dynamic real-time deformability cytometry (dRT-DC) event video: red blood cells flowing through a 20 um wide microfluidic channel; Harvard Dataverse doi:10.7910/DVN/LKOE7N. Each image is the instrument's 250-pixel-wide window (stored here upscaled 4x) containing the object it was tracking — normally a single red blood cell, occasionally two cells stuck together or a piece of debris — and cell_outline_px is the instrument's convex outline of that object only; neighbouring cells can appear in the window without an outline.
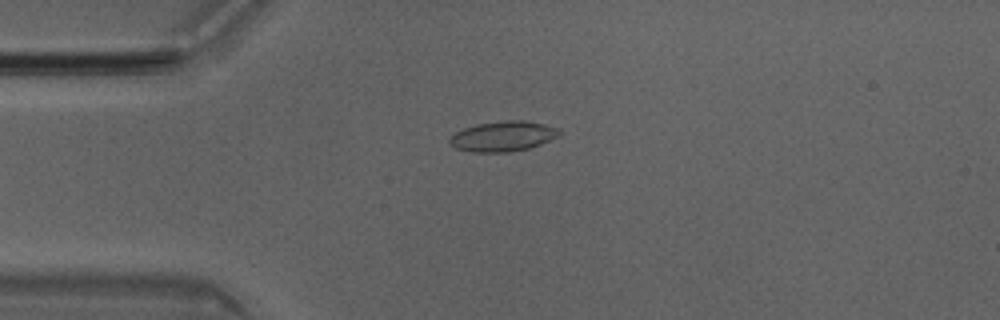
{"species": "Egyptian fruit bat (a non-hibernating species)", "species_latin": "Rousettus aegyptiacus", "temperature_condition": "room temperature", "stored_images_in_passage": 21, "camera_frame_rate_fps": 3000, "um_per_image_px": 0.085, "animal": {"sex": "male"}, "frame": {"image": 1, "passage_image": 12, "time_ms": 3.667, "image_size_px": [1000, 320], "cell_outline_px": [[564, 132], [560, 136], [540, 144], [528, 148], [508, 152], [472, 152], [456, 148], [448, 140], [456, 132], [464, 128], [476, 124], [504, 120], [524, 120], [544, 124], [560, 128]], "centroid_in_image_um": [42.81, 11.57], "position_along_channel_um": 42.2, "area_um2": 19.36}}